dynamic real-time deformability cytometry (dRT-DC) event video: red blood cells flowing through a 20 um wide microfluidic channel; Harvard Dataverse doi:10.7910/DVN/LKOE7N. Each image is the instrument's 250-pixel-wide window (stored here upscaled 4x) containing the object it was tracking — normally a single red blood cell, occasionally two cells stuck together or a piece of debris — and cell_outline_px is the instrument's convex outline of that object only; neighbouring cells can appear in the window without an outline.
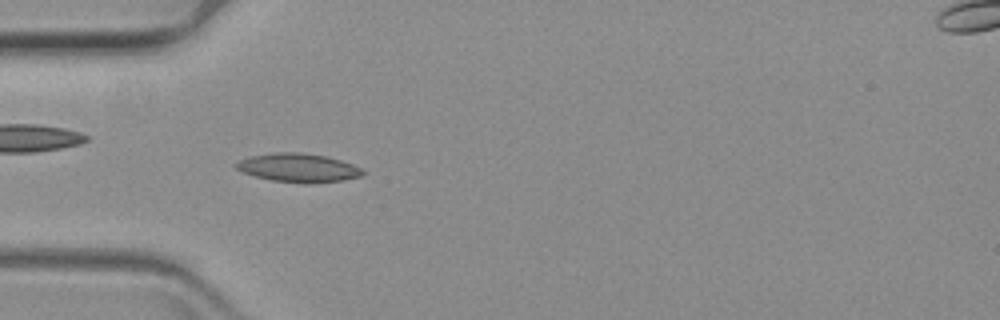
{"species": "common noctule bat (a hibernating species)", "species_latin": "Nyctalus noctula", "temperature_condition": "warm", "stored_images_in_passage": 62, "camera_frame_rate_fps": 3000, "um_per_image_px": 0.085, "animal": {"sex": "female", "body_mass_g": 19.3, "forearm_length_mm": 54.1}, "frame": {"image": 1, "passage_image": 19, "time_ms": 6.0, "image_size_px": [1000, 320], "cell_outline_px": [[368, 172], [364, 176], [344, 180], [308, 184], [272, 180], [256, 176], [244, 172], [236, 168], [232, 164], [248, 156], [272, 152], [300, 152], [324, 156], [340, 160], [364, 168]], "centroid_in_image_um": [25.4, 14.26], "position_along_channel_um": 59.6, "area_um2": 21.44}}
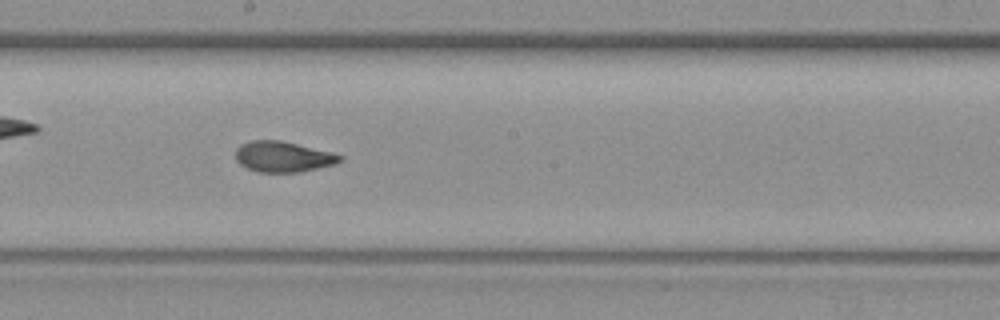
{"frame": {"image": 2, "passage_image": 34, "time_ms": 11.0, "image_size_px": [1000, 320], "cell_outline_px": [[344, 160], [336, 164], [300, 172], [256, 172], [240, 164], [236, 160], [236, 148], [240, 144], [248, 140], [280, 140], [332, 152], [344, 156]], "centroid_in_image_um": [24.07, 13.32], "position_along_channel_um": 224.1, "area_um2": 18.84}}
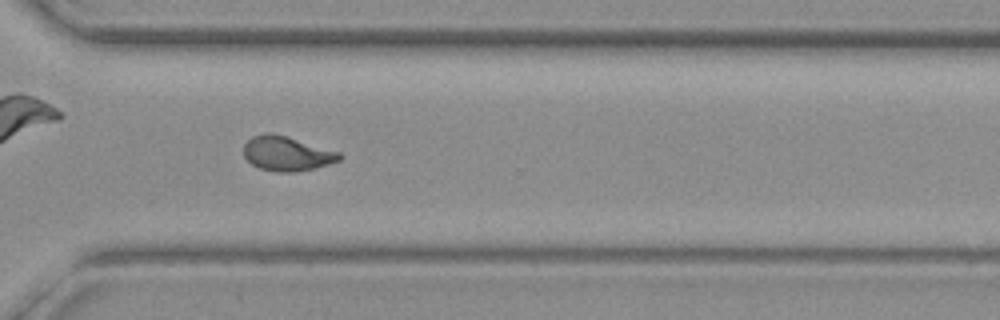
{"frame": {"image": 3, "passage_image": 45, "time_ms": 14.667, "image_size_px": [1000, 320], "cell_outline_px": [[344, 156], [340, 160], [316, 168], [296, 172], [280, 172], [260, 168], [252, 164], [244, 156], [244, 144], [252, 136], [264, 132], [272, 132], [340, 152]], "centroid_in_image_um": [24.38, 13.05], "position_along_channel_um": 346.2, "area_um2": 19.31}}